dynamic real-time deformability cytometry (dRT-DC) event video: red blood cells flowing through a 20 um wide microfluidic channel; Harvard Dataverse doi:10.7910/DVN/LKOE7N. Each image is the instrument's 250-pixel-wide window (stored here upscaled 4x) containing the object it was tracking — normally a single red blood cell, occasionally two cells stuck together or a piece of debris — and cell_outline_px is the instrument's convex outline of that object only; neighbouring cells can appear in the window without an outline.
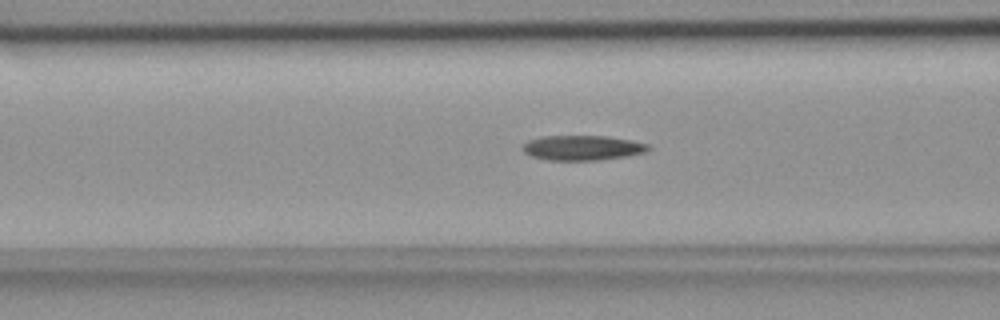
{"species": "common noctule bat (a hibernating species)", "species_latin": "Nyctalus noctula", "temperature_condition": "room temperature", "stored_images_in_passage": 39, "camera_frame_rate_fps": 3000, "um_per_image_px": 0.085, "animal": {"sex": "female", "body_mass_g": 18.4}, "frame": {"image": 1, "passage_image": 11, "time_ms": 3.333, "image_size_px": [1000, 320], "cell_outline_px": [[652, 148], [644, 152], [628, 156], [600, 160], [548, 160], [532, 156], [524, 152], [520, 148], [528, 140], [544, 136], [608, 136], [632, 140], [648, 144]], "centroid_in_image_um": [49.52, 12.56], "position_along_channel_um": 117.1, "area_um2": 18.32}}
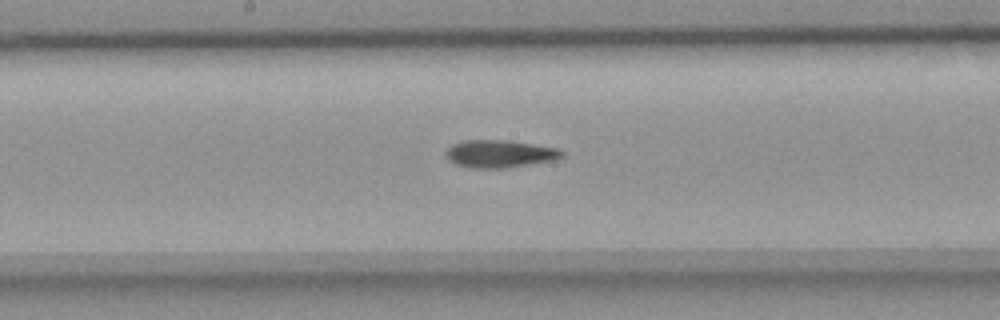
{"frame": {"image": 2, "passage_image": 18, "time_ms": 5.667, "image_size_px": [1000, 320], "cell_outline_px": [[564, 156], [556, 160], [504, 168], [472, 168], [456, 164], [448, 160], [444, 152], [452, 144], [460, 140], [508, 140], [556, 148], [564, 152]], "centroid_in_image_um": [42.45, 13.07], "position_along_channel_um": 205.8, "area_um2": 18.73}}
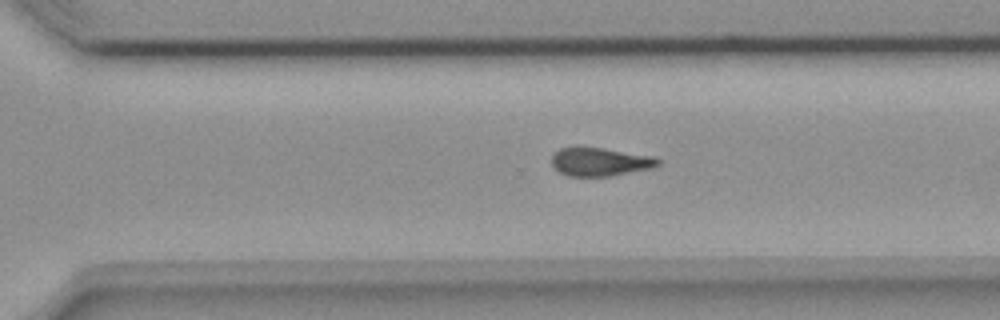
{"frame": {"image": 3, "passage_image": 27, "time_ms": 8.667, "image_size_px": [1000, 320], "cell_outline_px": [[660, 164], [652, 168], [608, 176], [568, 176], [560, 172], [552, 164], [552, 152], [560, 148], [604, 148], [652, 156], [660, 160]], "centroid_in_image_um": [50.99, 13.75], "position_along_channel_um": 319.6, "area_um2": 17.34}, "authors_computed_cell_mechanics": {"area_um2": 18.6694, "velocity_mm_per_s": 3.8138, "shape_relaxation_time_tau1_ms": 7.5462, "shape_relaxation_time_tau2_ms": 7.5989, "deformation_change_tau1": 0.178, "deformation_change_tau2": 0.1793}}